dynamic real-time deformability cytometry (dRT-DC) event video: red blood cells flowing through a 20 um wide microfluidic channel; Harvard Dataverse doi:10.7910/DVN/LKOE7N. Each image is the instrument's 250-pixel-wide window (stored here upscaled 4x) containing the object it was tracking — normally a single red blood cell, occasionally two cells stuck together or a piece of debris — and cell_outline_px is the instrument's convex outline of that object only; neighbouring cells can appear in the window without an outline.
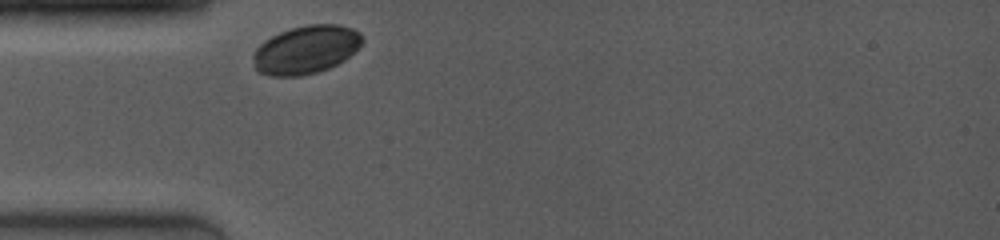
{"species": "common noctule bat (a hibernating species)", "species_latin": "Nyctalus noctula", "temperature_condition": "room temperature", "stored_images_in_passage": 14, "camera_frame_rate_fps": 4000, "um_per_image_px": 0.085, "animal": {"sex": "female", "body_mass_g": 19.0, "forearm_length_mm": 53.3}, "frame": {"image": 1, "passage_image": 1, "time_ms": 0.0, "image_size_px": [1000, 240], "cell_outline_px": [[364, 40], [344, 60], [328, 68], [316, 72], [300, 76], [268, 76], [260, 72], [256, 68], [252, 56], [252, 52], [264, 40], [280, 32], [292, 28], [308, 24], [336, 24], [352, 28], [360, 32]], "centroid_in_image_um": [25.98, 4.22], "position_along_channel_um": 59.0, "area_um2": 30.52}}
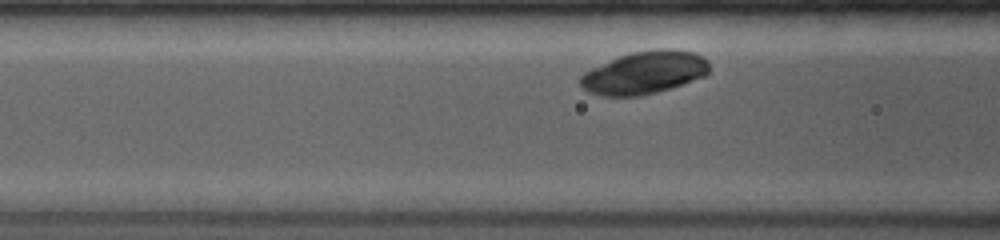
{"frame": {"image": 2, "passage_image": 7, "time_ms": 1.5, "image_size_px": [1000, 240], "cell_outline_px": [[708, 72], [704, 76], [672, 88], [640, 96], [600, 96], [588, 92], [580, 84], [580, 76], [584, 72], [616, 56], [628, 52], [656, 48], [676, 48], [696, 52], [704, 56], [708, 60]], "centroid_in_image_um": [54.78, 6.15], "position_along_channel_um": 111.8, "area_um2": 32.66}}